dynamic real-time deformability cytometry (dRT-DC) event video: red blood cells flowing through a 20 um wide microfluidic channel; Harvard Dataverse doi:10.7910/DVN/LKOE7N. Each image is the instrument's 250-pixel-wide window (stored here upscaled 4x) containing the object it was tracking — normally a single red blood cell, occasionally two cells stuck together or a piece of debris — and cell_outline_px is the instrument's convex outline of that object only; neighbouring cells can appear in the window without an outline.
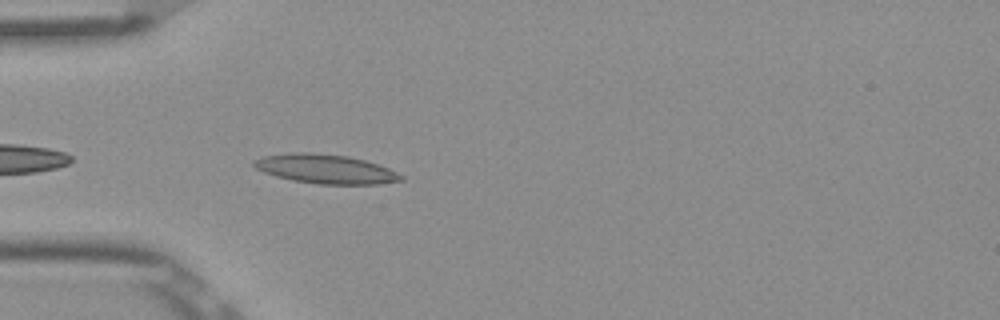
{"species": "Egyptian fruit bat (a non-hibernating species)", "species_latin": "Rousettus aegyptiacus", "temperature_condition": "room temperature", "stored_images_in_passage": 39, "camera_frame_rate_fps": 3000, "um_per_image_px": 0.085, "frame": {"image": 1, "passage_image": 3, "time_ms": 0.667, "image_size_px": [1000, 320], "cell_outline_px": [[404, 180], [376, 184], [316, 184], [292, 180], [276, 176], [264, 172], [256, 168], [252, 164], [252, 160], [264, 156], [296, 152], [308, 152], [348, 156], [364, 160], [388, 168], [404, 176]], "centroid_in_image_um": [27.66, 14.36], "position_along_channel_um": 57.3, "area_um2": 24.85}}
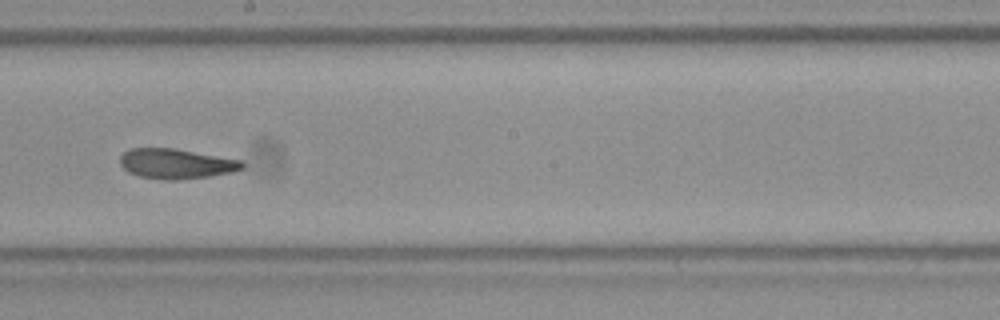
{"frame": {"image": 2, "passage_image": 17, "time_ms": 5.333, "image_size_px": [1000, 320], "cell_outline_px": [[244, 168], [232, 172], [208, 176], [176, 180], [164, 180], [140, 176], [128, 172], [120, 164], [120, 156], [128, 148], [176, 148], [240, 160], [244, 164]], "centroid_in_image_um": [14.95, 13.91], "position_along_channel_um": 233.3, "area_um2": 21.33}}
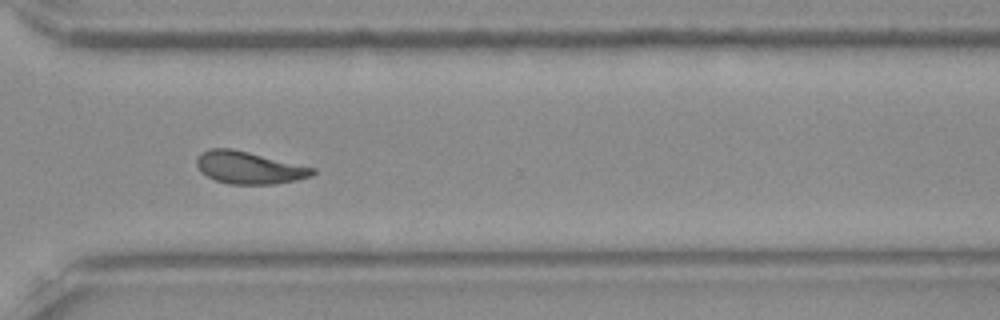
{"frame": {"image": 3, "passage_image": 26, "time_ms": 8.333, "image_size_px": [1000, 320], "cell_outline_px": [[316, 172], [312, 176], [296, 180], [272, 184], [228, 184], [216, 180], [200, 172], [196, 164], [196, 160], [200, 152], [208, 148], [232, 148], [316, 168]], "centroid_in_image_um": [21.15, 14.24], "position_along_channel_um": 349.5, "area_um2": 21.91}, "authors_computed_cell_mechanics": {"area_um2": 21.5016, "velocity_mm_per_s": 3.8771, "shape_relaxation_time_tau1_ms": null, "shape_relaxation_time_tau2_ms": 3.0596, "deformation_change_tau1": null, "deformation_change_tau2": 0.0904}}